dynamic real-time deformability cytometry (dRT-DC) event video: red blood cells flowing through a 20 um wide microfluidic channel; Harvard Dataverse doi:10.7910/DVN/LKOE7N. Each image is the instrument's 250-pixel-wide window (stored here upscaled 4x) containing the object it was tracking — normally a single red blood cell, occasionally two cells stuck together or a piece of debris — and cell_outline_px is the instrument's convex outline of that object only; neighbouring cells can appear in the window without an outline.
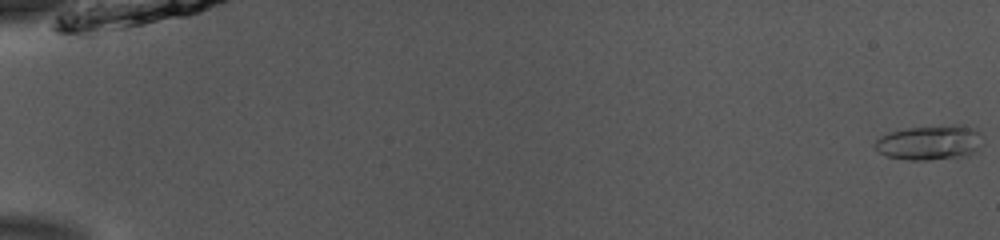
{"species": "common noctule bat (a hibernating species)", "species_latin": "Nyctalus noctula", "temperature_condition": "room temperature", "stored_images_in_passage": 17, "camera_frame_rate_fps": 3000, "um_per_image_px": 0.085, "animal": {"sex": "male", "body_mass_g": 13.0, "forearm_length_mm": 53.1}, "frame": {"image": 1, "passage_image": 1, "time_ms": 0.0, "image_size_px": [1000, 240], "cell_outline_px": [[984, 144], [968, 156], [928, 160], [912, 160], [888, 156], [880, 152], [876, 148], [876, 140], [880, 136], [888, 132], [900, 128], [952, 124], [960, 124], [972, 128], [980, 132]], "centroid_in_image_um": [79.07, 12.09], "position_along_channel_um": 5.9, "area_um2": 22.2}}